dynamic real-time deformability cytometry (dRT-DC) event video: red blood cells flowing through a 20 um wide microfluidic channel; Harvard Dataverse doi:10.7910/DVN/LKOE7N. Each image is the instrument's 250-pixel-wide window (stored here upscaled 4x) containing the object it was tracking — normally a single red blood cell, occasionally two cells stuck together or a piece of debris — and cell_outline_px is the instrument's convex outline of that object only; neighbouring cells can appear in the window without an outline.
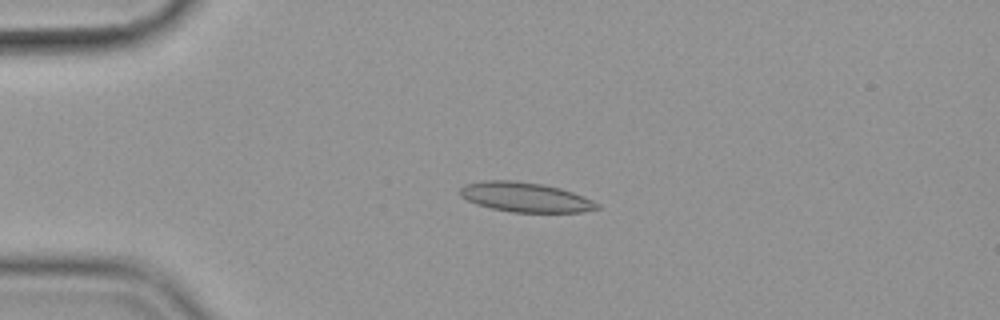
{"species": "common noctule bat (a hibernating species)", "species_latin": "Nyctalus noctula", "temperature_condition": "cold", "stored_images_in_passage": 56, "camera_frame_rate_fps": 3000, "um_per_image_px": 0.085, "animal": {"sex": "female", "body_mass_g": 19.9}, "frame": {"image": 1, "passage_image": 13, "time_ms": 4.0, "image_size_px": [1000, 320], "cell_outline_px": [[600, 208], [584, 212], [512, 212], [492, 208], [476, 204], [460, 196], [460, 188], [464, 184], [484, 180], [512, 180], [540, 184], [560, 188], [584, 196], [600, 204]], "centroid_in_image_um": [44.65, 16.76], "position_along_channel_um": 40.3, "area_um2": 23.64}}
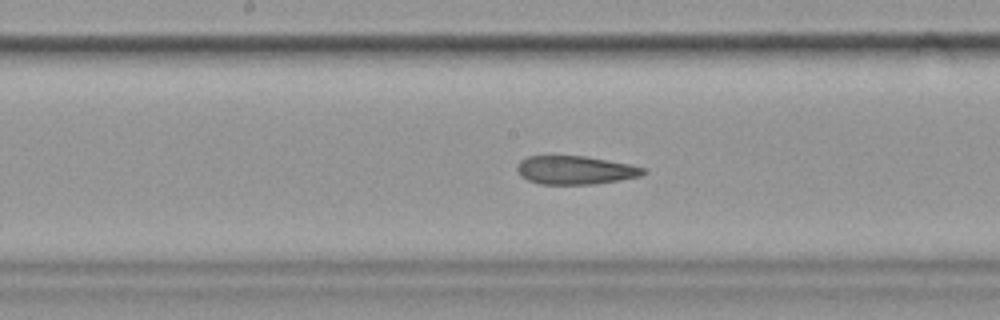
{"frame": {"image": 2, "passage_image": 29, "time_ms": 9.333, "image_size_px": [1000, 320], "cell_outline_px": [[648, 172], [640, 176], [620, 180], [592, 184], [540, 184], [528, 180], [520, 176], [516, 168], [516, 164], [520, 160], [528, 156], [584, 156], [632, 164], [644, 168]], "centroid_in_image_um": [48.89, 14.45], "position_along_channel_um": 199.3, "area_um2": 21.04}}
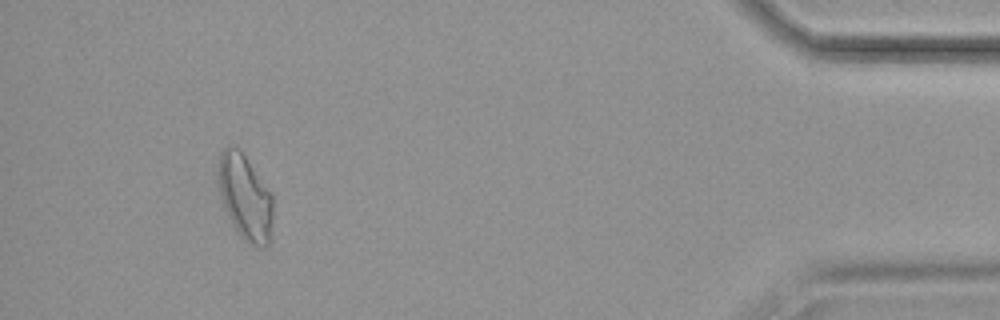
{"frame": {"image": 3, "passage_image": 52, "time_ms": 17.0, "image_size_px": [1000, 320], "cell_outline_px": [[272, 224], [268, 248], [260, 248], [244, 240], [236, 232], [224, 208], [220, 192], [220, 152], [228, 144], [240, 148], [272, 196]], "centroid_in_image_um": [20.85, 16.8], "position_along_channel_um": 414.3, "area_um2": 26.88}, "authors_computed_cell_mechanics": {"area_um2": 22.831, "velocity_mm_per_s": 3.5904, "shape_relaxation_time_tau1_ms": 6.6013, "shape_relaxation_time_tau2_ms": 2.5721, "deformation_change_tau1": 0.169, "deformation_change_tau2": 0.1063}}